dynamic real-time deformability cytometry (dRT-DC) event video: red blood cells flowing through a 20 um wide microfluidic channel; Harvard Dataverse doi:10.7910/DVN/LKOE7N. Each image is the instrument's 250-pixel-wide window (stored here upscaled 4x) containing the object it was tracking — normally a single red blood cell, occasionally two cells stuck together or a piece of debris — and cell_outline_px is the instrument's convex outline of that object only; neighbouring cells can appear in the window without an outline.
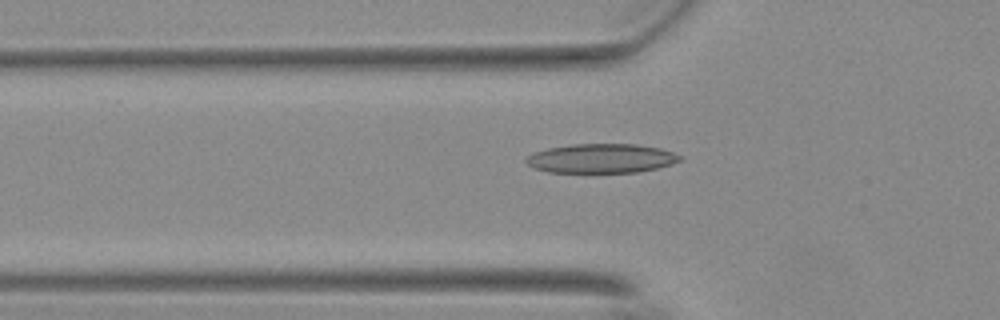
{"species": "Egyptian fruit bat (a non-hibernating species)", "species_latin": "Rousettus aegyptiacus", "temperature_condition": "warm", "stored_images_in_passage": 55, "camera_frame_rate_fps": 3000, "um_per_image_px": 0.085, "animal": {"sex": "female"}, "frame": {"image": 1, "passage_image": 19, "time_ms": 6.0, "image_size_px": [1000, 320], "cell_outline_px": [[684, 160], [672, 164], [656, 168], [636, 172], [548, 172], [536, 168], [528, 164], [524, 160], [532, 152], [548, 148], [572, 144], [636, 144], [660, 148], [684, 156]], "centroid_in_image_um": [51.15, 13.45], "position_along_channel_um": 74.7, "area_um2": 26.24}}
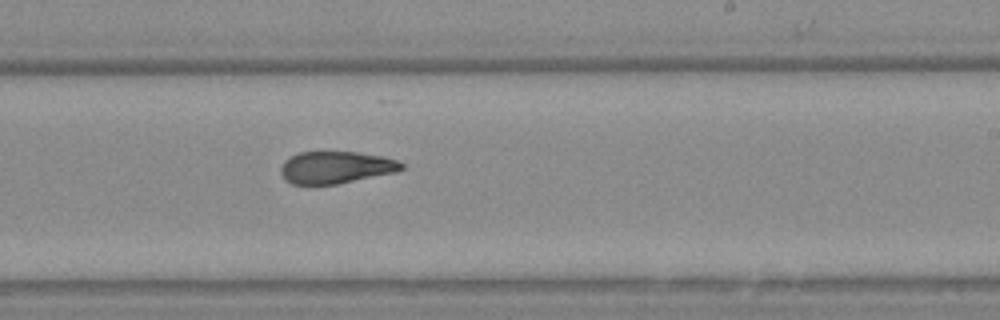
{"frame": {"image": 2, "passage_image": 34, "time_ms": 11.0, "image_size_px": [1000, 320], "cell_outline_px": [[404, 168], [396, 172], [336, 184], [292, 184], [284, 180], [280, 172], [280, 168], [284, 160], [300, 152], [356, 152], [384, 156], [400, 160], [404, 164]], "centroid_in_image_um": [28.56, 14.22], "position_along_channel_um": 260.4, "area_um2": 22.72}}
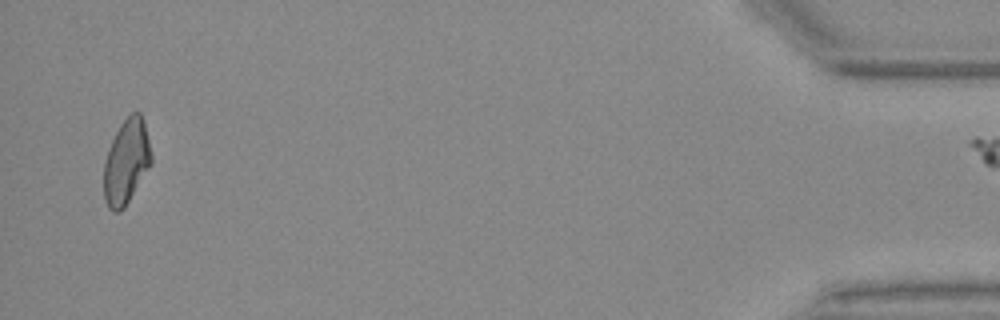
{"frame": {"image": 3, "passage_image": 54, "time_ms": 17.667, "image_size_px": [1000, 320], "cell_outline_px": [[152, 164], [124, 208], [120, 212], [112, 212], [108, 208], [104, 196], [104, 160], [108, 148], [120, 124], [132, 112], [140, 112], [144, 120], [152, 156]], "centroid_in_image_um": [10.74, 13.76], "position_along_channel_um": 424.5, "area_um2": 23.58}}